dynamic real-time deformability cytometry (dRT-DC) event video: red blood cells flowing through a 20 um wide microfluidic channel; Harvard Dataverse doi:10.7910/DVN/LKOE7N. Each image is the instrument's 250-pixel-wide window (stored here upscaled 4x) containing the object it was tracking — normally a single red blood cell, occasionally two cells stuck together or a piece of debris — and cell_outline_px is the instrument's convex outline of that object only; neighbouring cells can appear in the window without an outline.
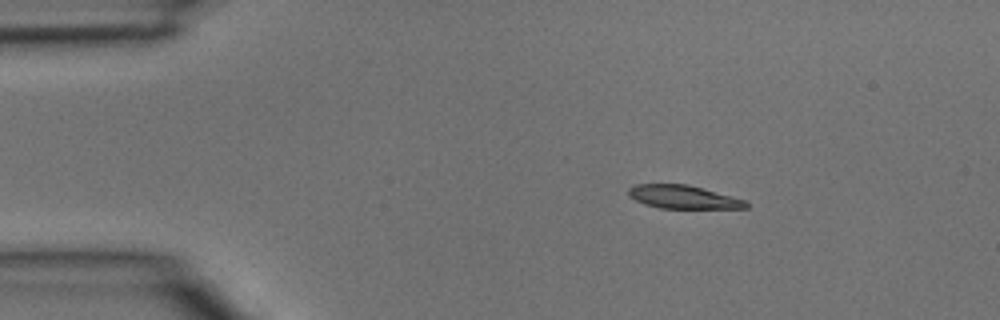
{"species": "common noctule bat (a hibernating species)", "species_latin": "Nyctalus noctula", "temperature_condition": "room temperature", "stored_images_in_passage": 2, "camera_frame_rate_fps": 3000, "um_per_image_px": 0.085, "animal": {"sex": "male", "body_mass_g": 15.6}, "frame": {"image": 1, "passage_image": 1, "time_ms": 0.0, "image_size_px": [1000, 320], "cell_outline_px": [[748, 208], [660, 208], [644, 204], [628, 196], [628, 188], [636, 184], [688, 184], [732, 196], [744, 200], [748, 204]], "centroid_in_image_um": [58.04, 16.74], "position_along_channel_um": 27.0, "area_um2": 15.9}}